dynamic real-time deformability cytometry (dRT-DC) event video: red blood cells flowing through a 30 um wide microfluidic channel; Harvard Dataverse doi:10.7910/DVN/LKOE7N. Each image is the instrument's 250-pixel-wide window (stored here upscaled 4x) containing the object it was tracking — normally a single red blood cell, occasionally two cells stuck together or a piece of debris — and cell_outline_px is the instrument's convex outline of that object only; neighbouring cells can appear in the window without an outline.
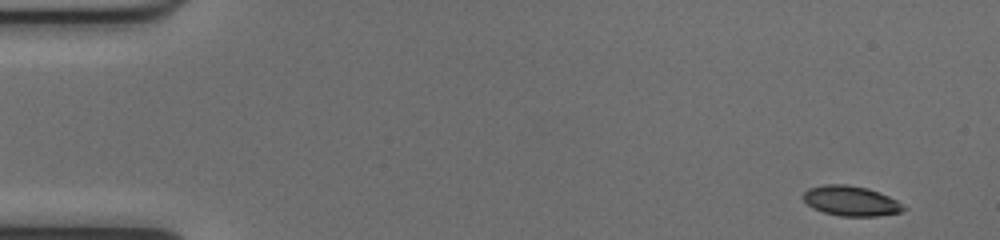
{"species": "common noctule bat (a hibernating species)", "species_latin": "Nyctalus noctula", "temperature_condition": "cold", "stored_images_in_passage": 50, "camera_frame_rate_fps": 3000, "um_per_image_px": 0.085, "animal": {"sex": "female", "body_mass_g": 17.0, "forearm_length_mm": 48.0}, "frame": {"image": 1, "passage_image": 1, "time_ms": 0.0, "image_size_px": [1000, 240], "cell_outline_px": [[908, 208], [900, 212], [876, 216], [840, 216], [824, 212], [812, 208], [800, 196], [808, 188], [824, 184], [848, 184], [868, 188], [888, 196], [896, 200]], "centroid_in_image_um": [72.3, 17.07], "position_along_channel_um": 12.7, "area_um2": 17.63}}
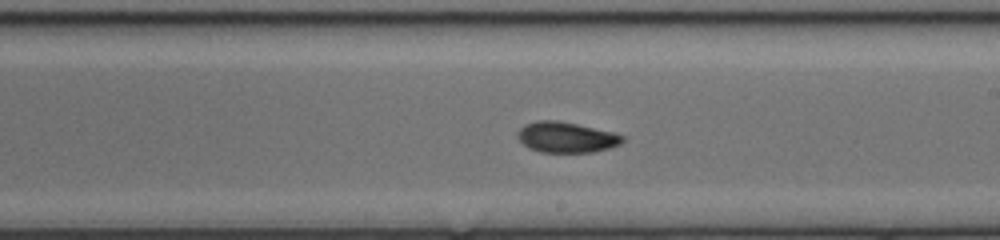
{"frame": {"image": 2, "passage_image": 28, "time_ms": 9.0, "image_size_px": [1000, 240], "cell_outline_px": [[624, 140], [620, 144], [608, 148], [592, 152], [540, 152], [528, 148], [516, 136], [516, 132], [524, 124], [536, 120], [556, 120], [576, 124], [612, 132], [624, 136]], "centroid_in_image_um": [48.08, 11.66], "position_along_channel_um": 240.9, "area_um2": 18.67}}
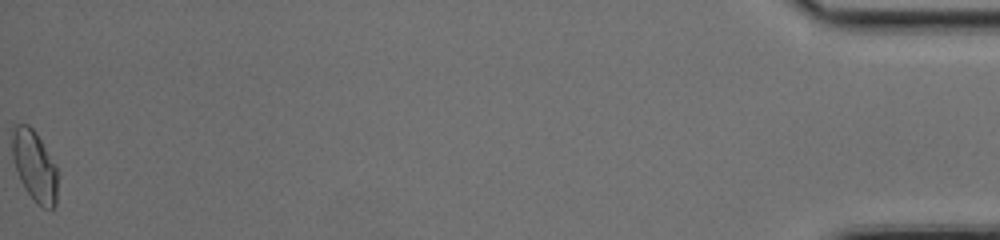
{"frame": {"image": 3, "passage_image": 50, "time_ms": 16.333, "image_size_px": [1000, 240], "cell_outline_px": [[56, 204], [52, 208], [44, 208], [36, 204], [24, 188], [20, 180], [12, 156], [12, 128], [16, 124], [28, 124], [36, 132], [56, 164]], "centroid_in_image_um": [2.92, 14.09], "position_along_channel_um": 432.3, "area_um2": 18.73}, "authors_computed_cell_mechanics": {"area_um2": 18.3804, "velocity_mm_per_s": 4.024, "shape_relaxation_time_tau1_ms": 4.2967, "shape_relaxation_time_tau2_ms": 2.8978, "deformation_change_tau1": 0.1608, "deformation_change_tau2": 0.077}}